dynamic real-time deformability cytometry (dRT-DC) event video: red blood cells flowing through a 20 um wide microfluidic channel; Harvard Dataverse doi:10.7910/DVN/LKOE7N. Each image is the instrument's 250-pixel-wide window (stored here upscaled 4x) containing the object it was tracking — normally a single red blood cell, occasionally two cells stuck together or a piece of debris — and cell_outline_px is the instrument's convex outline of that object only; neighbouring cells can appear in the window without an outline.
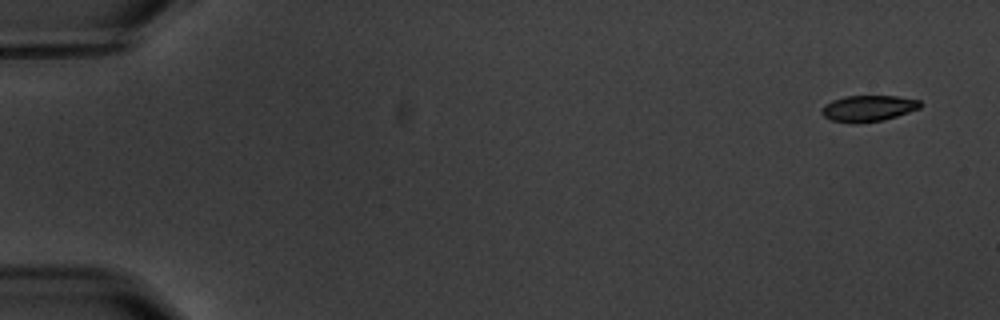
{"species": "common noctule bat (a hibernating species)", "species_latin": "Nyctalus noctula", "temperature_condition": "warm", "stored_images_in_passage": 4, "camera_frame_rate_fps": 3000, "um_per_image_px": 0.085, "animal": {"sex": "male", "body_mass_g": 20.1, "forearm_length_mm": 53.5}, "frame": {"image": 1, "passage_image": 1, "time_ms": 0.0, "image_size_px": [1000, 320], "cell_outline_px": [[924, 104], [920, 108], [896, 116], [880, 120], [856, 124], [852, 124], [832, 120], [824, 116], [820, 112], [820, 108], [824, 104], [832, 100], [844, 96], [896, 96], [920, 100]], "centroid_in_image_um": [73.77, 9.2], "position_along_channel_um": 11.2, "area_um2": 15.14}}